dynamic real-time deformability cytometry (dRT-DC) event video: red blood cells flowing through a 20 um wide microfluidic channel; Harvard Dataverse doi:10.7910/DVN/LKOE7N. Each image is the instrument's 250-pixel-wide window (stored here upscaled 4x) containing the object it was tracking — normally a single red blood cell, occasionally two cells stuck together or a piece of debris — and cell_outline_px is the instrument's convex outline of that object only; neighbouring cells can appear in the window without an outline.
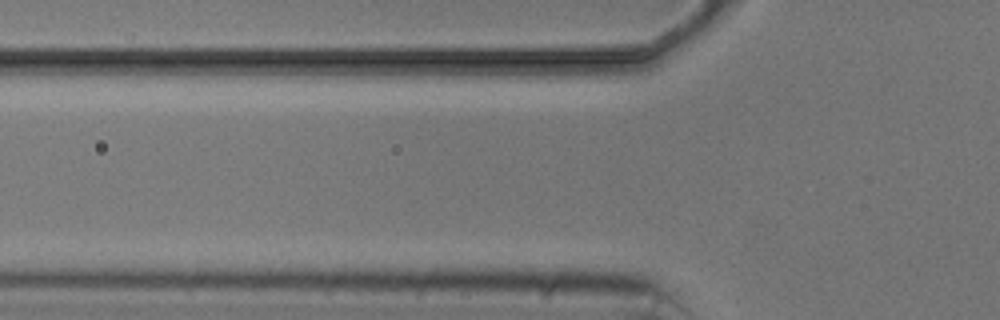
{"species": "common noctule bat (a hibernating species)", "species_latin": "Nyctalus noctula", "temperature_condition": "cold", "stored_images_in_passage": 3, "camera_frame_rate_fps": 3000, "um_per_image_px": 0.085, "animal": {"sex": "male", "body_mass_g": 20.5, "forearm_length_mm": 52.5}, "frame": {"image": 1, "passage_image": 2, "time_ms": 1.667, "image_size_px": [1000, 320], "cell_outline_px": [[640, 60], [624, 72], [612, 80], [548, 80], [536, 60], [560, 52], [632, 52], [640, 56]], "centroid_in_image_um": [49.89, 5.55], "position_along_channel_um": 75.9, "area_um2": 17.4}}